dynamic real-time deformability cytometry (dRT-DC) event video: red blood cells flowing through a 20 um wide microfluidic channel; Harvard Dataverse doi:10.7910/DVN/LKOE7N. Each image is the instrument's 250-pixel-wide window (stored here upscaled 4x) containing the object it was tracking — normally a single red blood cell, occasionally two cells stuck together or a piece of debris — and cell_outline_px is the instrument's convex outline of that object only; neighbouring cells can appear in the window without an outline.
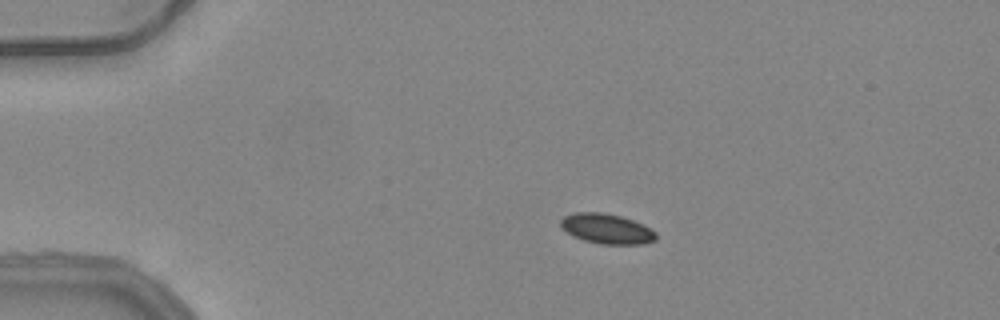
{"species": "common noctule bat (a hibernating species)", "species_latin": "Nyctalus noctula", "temperature_condition": "warm", "stored_images_in_passage": 43, "camera_frame_rate_fps": 3000, "um_per_image_px": 0.085, "animal": {"sex": "female", "body_mass_g": 24.6, "forearm_length_mm": 56.2}, "frame": {"image": 1, "passage_image": 1, "time_ms": 0.0, "image_size_px": [1000, 320], "cell_outline_px": [[656, 240], [644, 244], [600, 244], [584, 240], [572, 236], [560, 228], [560, 220], [564, 216], [572, 212], [600, 212], [620, 216], [632, 220], [656, 232]], "centroid_in_image_um": [51.51, 19.45], "position_along_channel_um": 33.5, "area_um2": 16.7}}
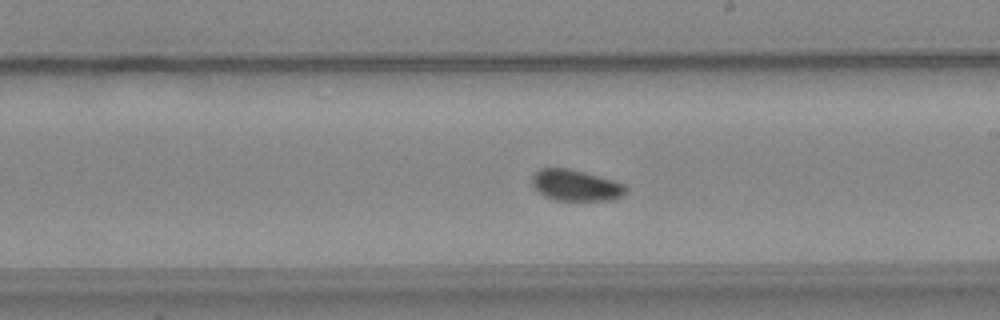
{"frame": {"image": 2, "passage_image": 21, "time_ms": 6.667, "image_size_px": [1000, 320], "cell_outline_px": [[628, 192], [612, 200], [556, 200], [544, 196], [532, 184], [532, 176], [540, 168], [568, 168], [584, 172], [612, 180], [624, 184], [628, 188]], "centroid_in_image_um": [48.95, 15.75], "position_along_channel_um": 240.0, "area_um2": 16.88}}
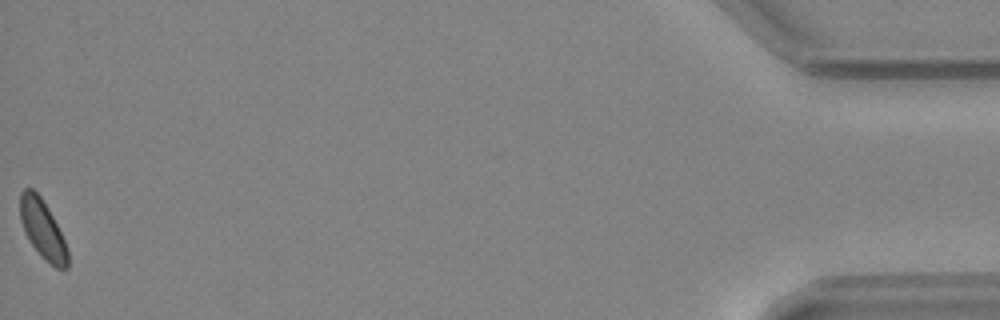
{"frame": {"image": 3, "passage_image": 43, "time_ms": 14.0, "image_size_px": [1000, 320], "cell_outline_px": [[68, 268], [56, 268], [32, 244], [24, 232], [20, 220], [20, 192], [24, 188], [32, 188], [40, 196], [48, 208], [64, 240], [68, 252]], "centroid_in_image_um": [3.6, 19.43], "position_along_channel_um": 431.6, "area_um2": 15.78}, "authors_computed_cell_mechanics": {"area_um2": 16.9932, "velocity_mm_per_s": 3.9358, "shape_relaxation_time_tau1_ms": 2.1411, "shape_relaxation_time_tau2_ms": 7.9484, "deformation_change_tau1": 0.0438, "deformation_change_tau2": 0.0983}}